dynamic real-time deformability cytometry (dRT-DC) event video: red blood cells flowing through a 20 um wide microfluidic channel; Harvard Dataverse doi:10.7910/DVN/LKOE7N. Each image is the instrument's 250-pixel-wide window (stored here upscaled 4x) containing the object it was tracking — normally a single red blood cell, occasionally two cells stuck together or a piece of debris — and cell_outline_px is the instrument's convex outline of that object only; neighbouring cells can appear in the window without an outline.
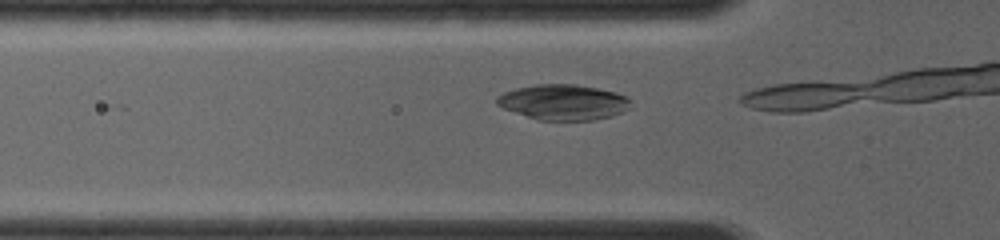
{"species": "common noctule bat (a hibernating species)", "species_latin": "Nyctalus noctula", "temperature_condition": "room temperature", "stored_images_in_passage": 3, "camera_frame_rate_fps": 4000, "um_per_image_px": 0.085, "animal": {"sex": "female", "body_mass_g": 19.0, "forearm_length_mm": 56.7}, "frame": {"image": 1, "passage_image": 2, "time_ms": 0.25, "image_size_px": [1000, 240], "cell_outline_px": [[628, 108], [612, 116], [592, 120], [536, 120], [504, 108], [496, 104], [496, 96], [504, 92], [516, 88], [536, 84], [576, 84], [616, 92], [624, 96], [628, 100]], "centroid_in_image_um": [47.82, 8.68], "position_along_channel_um": 78.0, "area_um2": 27.4}}